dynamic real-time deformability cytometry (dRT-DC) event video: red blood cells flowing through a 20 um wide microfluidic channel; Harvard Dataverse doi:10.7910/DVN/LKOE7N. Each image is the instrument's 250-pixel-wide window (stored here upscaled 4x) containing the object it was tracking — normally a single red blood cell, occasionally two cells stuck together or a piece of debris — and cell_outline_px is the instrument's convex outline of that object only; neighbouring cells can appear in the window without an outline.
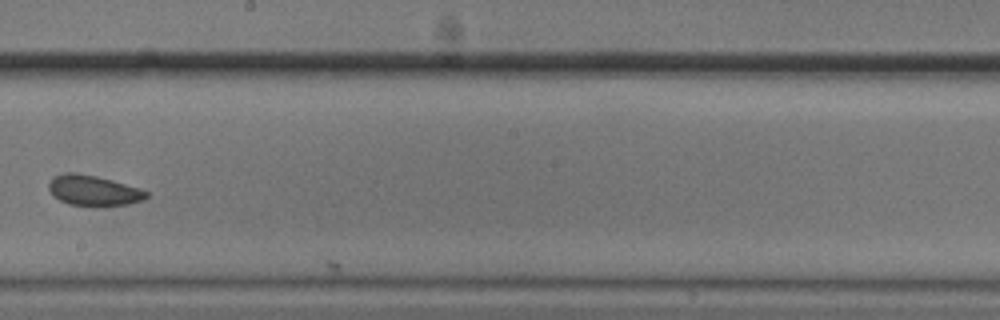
{"species": "common noctule bat (a hibernating species)", "species_latin": "Nyctalus noctula", "temperature_condition": "cold", "stored_images_in_passage": 19, "camera_frame_rate_fps": 3000, "um_per_image_px": 0.085, "animal": {"sex": "male", "body_mass_g": 20.5, "forearm_length_mm": 52.5}, "frame": {"image": 1, "passage_image": 18, "time_ms": 5.667, "image_size_px": [1000, 320], "cell_outline_px": [[148, 196], [144, 200], [128, 204], [100, 208], [92, 208], [68, 204], [52, 196], [48, 188], [48, 184], [56, 176], [64, 172], [76, 172], [96, 176], [112, 180], [148, 192]], "centroid_in_image_um": [7.92, 16.24], "position_along_channel_um": 240.3, "area_um2": 17.69}}